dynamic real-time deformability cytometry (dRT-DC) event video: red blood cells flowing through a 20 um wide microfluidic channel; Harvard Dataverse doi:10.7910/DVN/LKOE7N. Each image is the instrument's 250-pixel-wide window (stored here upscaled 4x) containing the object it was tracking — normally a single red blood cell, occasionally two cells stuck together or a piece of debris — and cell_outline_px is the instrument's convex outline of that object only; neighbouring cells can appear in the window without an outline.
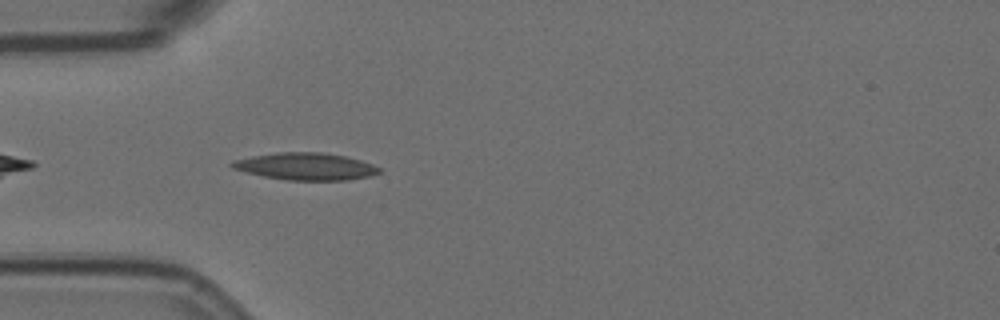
{"species": "Egyptian fruit bat (a non-hibernating species)", "species_latin": "Rousettus aegyptiacus", "temperature_condition": "room temperature", "stored_images_in_passage": 37, "camera_frame_rate_fps": 3000, "um_per_image_px": 0.085, "animal": {"sex": "female"}, "frame": {"image": 1, "passage_image": 3, "time_ms": 0.667, "image_size_px": [1000, 320], "cell_outline_px": [[380, 172], [368, 176], [348, 180], [288, 180], [264, 176], [232, 168], [228, 164], [232, 160], [252, 156], [276, 152], [320, 152], [344, 156], [360, 160], [372, 164], [380, 168]], "centroid_in_image_um": [25.95, 14.14], "position_along_channel_um": 59.0, "area_um2": 23.12}}
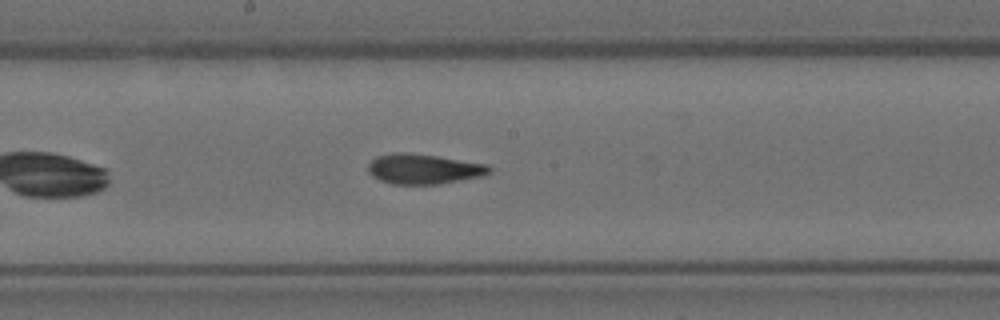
{"frame": {"image": 2, "passage_image": 16, "time_ms": 5.0, "image_size_px": [1000, 320], "cell_outline_px": [[492, 172], [484, 176], [440, 184], [392, 184], [380, 180], [372, 176], [368, 172], [368, 164], [376, 156], [392, 152], [408, 152], [436, 156], [488, 164], [492, 168]], "centroid_in_image_um": [36.02, 14.36], "position_along_channel_um": 212.2, "area_um2": 21.5}}
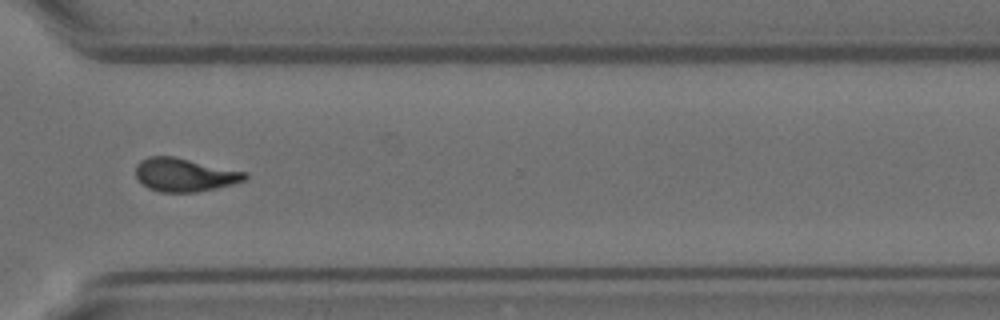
{"frame": {"image": 3, "passage_image": 28, "time_ms": 9.0, "image_size_px": [1000, 320], "cell_outline_px": [[248, 180], [232, 184], [196, 192], [160, 192], [148, 188], [136, 180], [136, 164], [140, 160], [148, 156], [172, 156], [248, 172]], "centroid_in_image_um": [15.67, 14.86], "position_along_channel_um": 354.9, "area_um2": 21.39}, "authors_computed_cell_mechanics": {"area_um2": 21.5016, "velocity_mm_per_s": 3.5789, "shape_relaxation_time_tau1_ms": null, "shape_relaxation_time_tau2_ms": 2.8758, "deformation_change_tau1": null, "deformation_change_tau2": 0.1076}}